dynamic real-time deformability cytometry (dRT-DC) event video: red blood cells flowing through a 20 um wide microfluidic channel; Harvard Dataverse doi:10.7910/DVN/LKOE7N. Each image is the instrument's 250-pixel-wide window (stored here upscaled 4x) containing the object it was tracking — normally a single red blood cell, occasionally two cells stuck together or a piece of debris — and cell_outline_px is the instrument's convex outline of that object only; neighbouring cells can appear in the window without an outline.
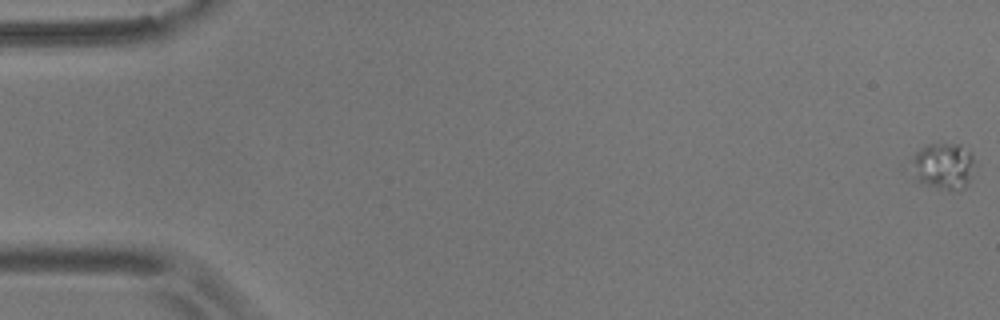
{"species": "common noctule bat (a hibernating species)", "species_latin": "Nyctalus noctula", "temperature_condition": "room temperature", "stored_images_in_passage": 57, "camera_frame_rate_fps": 3000, "um_per_image_px": 0.085, "animal": {"sex": "male", "body_mass_g": 17.9}, "frame": {"image": 1, "passage_image": 1, "time_ms": 0.0, "image_size_px": [1000, 320], "cell_outline_px": [[976, 160], [972, 176], [968, 184], [964, 188], [948, 188], [924, 184], [916, 180], [912, 156], [920, 148], [928, 144], [956, 144], [968, 152]], "centroid_in_image_um": [80.21, 14.09], "position_along_channel_um": 4.8, "area_um2": 16.59}}
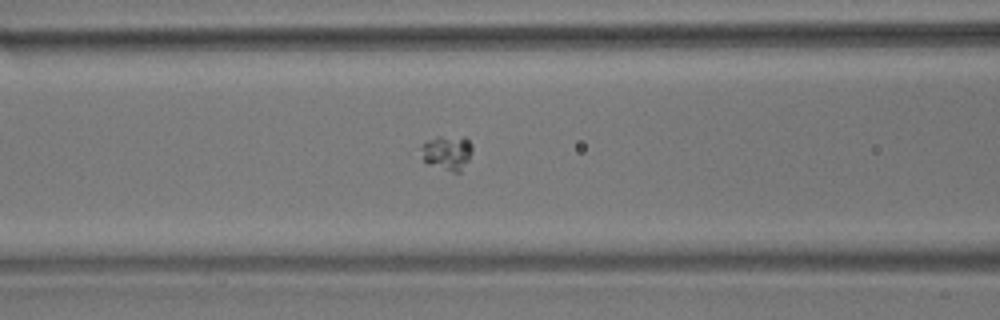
{"frame": {"image": 2, "passage_image": 24, "time_ms": 7.667, "image_size_px": [1000, 320], "cell_outline_px": [[472, 152], [468, 160], [460, 172], [452, 172], [428, 164], [424, 160], [420, 148], [428, 140], [436, 136], [464, 136], [472, 144]], "centroid_in_image_um": [38.03, 12.96], "position_along_channel_um": 128.6, "area_um2": 10.4}}
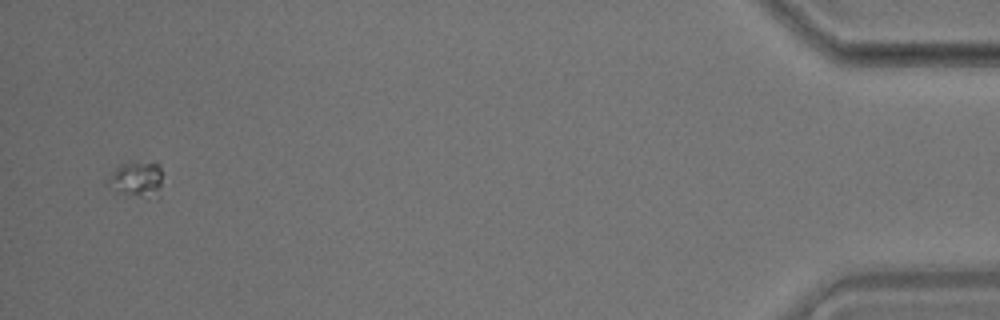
{"frame": {"image": 3, "passage_image": 55, "time_ms": 18.0, "image_size_px": [1000, 320], "cell_outline_px": [[160, 200], [124, 196], [116, 192], [104, 184], [108, 176], [120, 164], [160, 164]], "centroid_in_image_um": [11.57, 15.37], "position_along_channel_um": 423.6, "area_um2": 11.68}}